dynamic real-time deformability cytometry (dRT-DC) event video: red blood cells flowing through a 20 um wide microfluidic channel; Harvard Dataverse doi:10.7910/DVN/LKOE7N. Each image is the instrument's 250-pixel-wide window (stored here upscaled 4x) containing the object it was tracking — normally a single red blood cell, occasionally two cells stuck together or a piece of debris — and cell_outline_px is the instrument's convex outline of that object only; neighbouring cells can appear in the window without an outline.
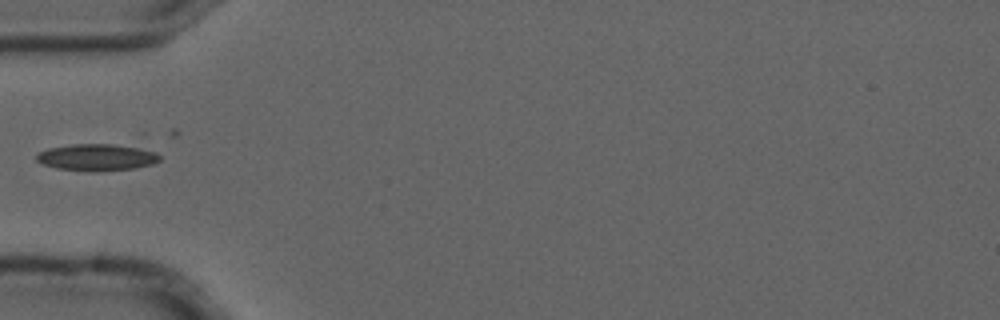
{"species": "common noctule bat (a hibernating species)", "species_latin": "Nyctalus noctula", "temperature_condition": "cold", "stored_images_in_passage": 3, "camera_frame_rate_fps": 3000, "um_per_image_px": 0.085, "animal": {"sex": "male", "forearm_length_mm": 52.5}, "frame": {"image": 1, "passage_image": 3, "time_ms": 0.667, "image_size_px": [1000, 320], "cell_outline_px": [[160, 160], [152, 164], [136, 168], [100, 172], [92, 172], [56, 168], [44, 164], [36, 160], [36, 152], [48, 148], [72, 144], [112, 144], [144, 148], [156, 152], [160, 156]], "centroid_in_image_um": [8.23, 13.38], "position_along_channel_um": 76.8, "area_um2": 19.54}}